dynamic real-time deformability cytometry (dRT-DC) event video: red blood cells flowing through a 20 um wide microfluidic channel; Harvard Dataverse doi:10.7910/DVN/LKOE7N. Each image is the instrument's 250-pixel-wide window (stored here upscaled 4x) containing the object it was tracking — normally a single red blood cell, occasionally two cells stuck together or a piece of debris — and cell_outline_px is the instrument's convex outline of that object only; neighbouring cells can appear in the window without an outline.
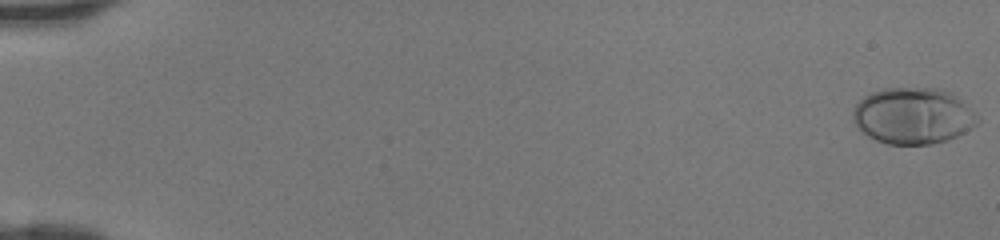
{"species": "human", "species_latin": "Homo sapiens", "temperature_condition": "room temperature", "stored_images_in_passage": 47, "camera_frame_rate_fps": 3000, "um_per_image_px": 0.085, "donor": {"sex": "female"}, "frame": {"image": 1, "passage_image": 1, "time_ms": 0.0, "image_size_px": [1000, 240], "cell_outline_px": [[980, 120], [972, 128], [948, 140], [932, 144], [888, 144], [876, 140], [868, 136], [852, 120], [852, 112], [856, 104], [864, 96], [872, 92], [884, 88], [940, 88], [952, 92], [976, 112], [980, 116]], "centroid_in_image_um": [77.64, 9.84], "position_along_channel_um": 7.4, "area_um2": 41.15}}
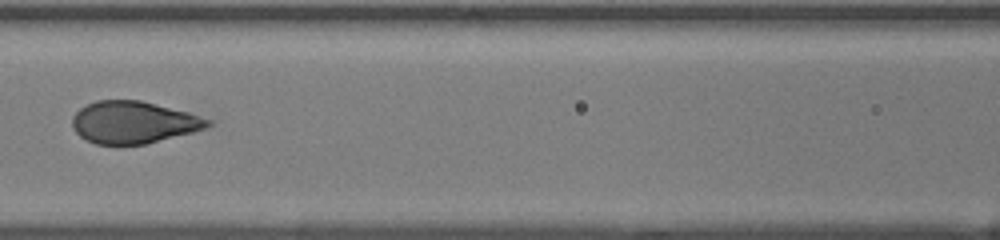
{"frame": {"image": 2, "passage_image": 23, "time_ms": 7.333, "image_size_px": [1000, 240], "cell_outline_px": [[212, 124], [204, 128], [192, 132], [144, 144], [96, 144], [80, 136], [72, 128], [72, 116], [80, 108], [96, 100], [140, 100], [188, 112], [212, 120]], "centroid_in_image_um": [11.32, 10.39], "position_along_channel_um": 155.3, "area_um2": 33.0}}
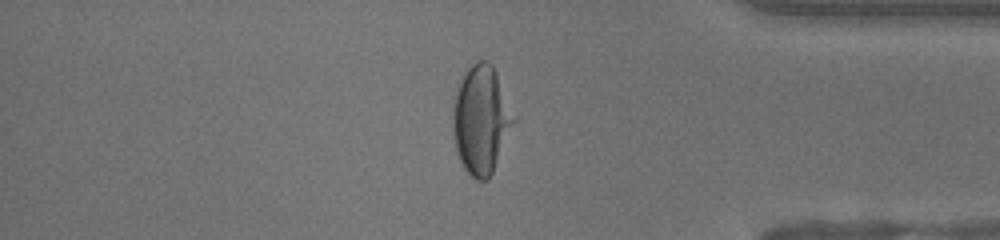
{"frame": {"image": 3, "passage_image": 40, "time_ms": 13.0, "image_size_px": [1000, 240], "cell_outline_px": [[516, 120], [492, 172], [488, 180], [476, 180], [464, 168], [460, 160], [456, 148], [452, 132], [452, 104], [460, 80], [464, 72], [476, 60], [488, 60], [492, 64]], "centroid_in_image_um": [40.87, 10.16], "position_along_channel_um": 394.3, "area_um2": 38.15}}